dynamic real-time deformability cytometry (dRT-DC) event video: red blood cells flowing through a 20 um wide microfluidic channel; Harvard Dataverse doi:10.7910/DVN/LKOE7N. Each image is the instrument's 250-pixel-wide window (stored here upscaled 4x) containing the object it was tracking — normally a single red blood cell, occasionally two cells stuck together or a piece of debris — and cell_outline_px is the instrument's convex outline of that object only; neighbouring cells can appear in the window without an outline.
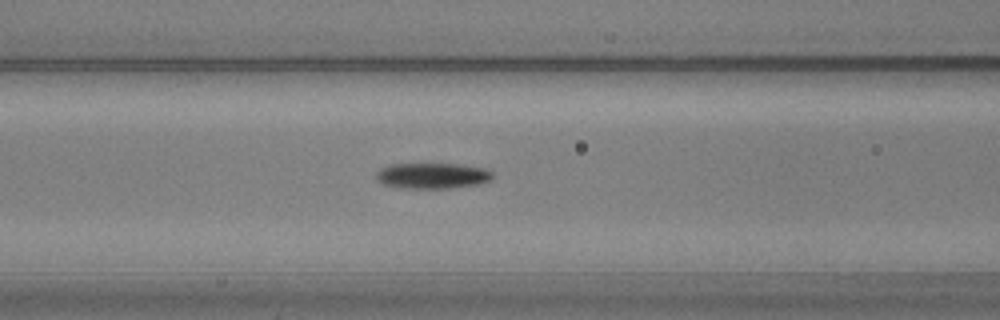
{"species": "common noctule bat (a hibernating species)", "species_latin": "Nyctalus noctula", "temperature_condition": "warm", "stored_images_in_passage": 55, "camera_frame_rate_fps": 3000, "um_per_image_px": 0.085, "animal": {"sex": "male", "body_mass_g": 20.5, "forearm_length_mm": 52.5}, "frame": {"image": 1, "passage_image": 21, "time_ms": 6.667, "image_size_px": [1000, 320], "cell_outline_px": [[492, 180], [480, 184], [452, 188], [400, 188], [384, 184], [376, 180], [376, 172], [380, 168], [388, 164], [460, 164], [484, 168], [492, 172]], "centroid_in_image_um": [36.74, 14.94], "position_along_channel_um": 129.9, "area_um2": 17.63}}
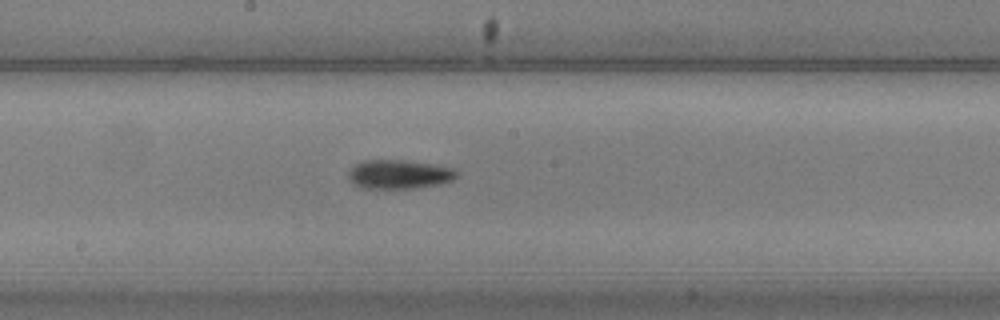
{"frame": {"image": 2, "passage_image": 28, "time_ms": 9.0, "image_size_px": [1000, 320], "cell_outline_px": [[456, 176], [452, 180], [440, 184], [412, 188], [360, 188], [352, 184], [348, 180], [348, 168], [352, 164], [364, 160], [404, 160], [436, 164], [456, 168]], "centroid_in_image_um": [33.86, 14.8], "position_along_channel_um": 214.3, "area_um2": 18.67}}
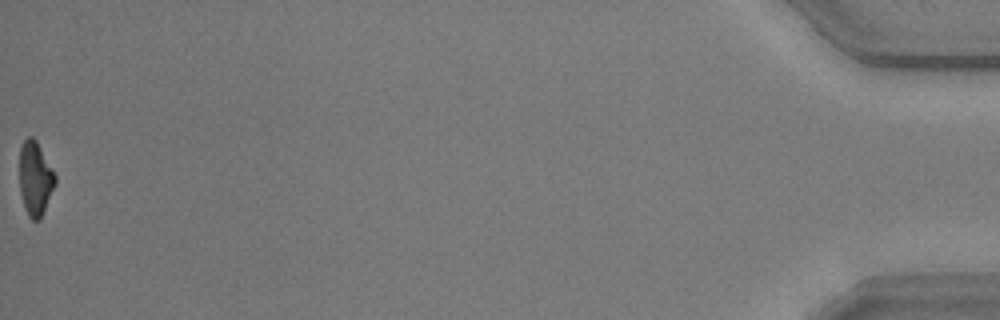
{"frame": {"image": 3, "passage_image": 55, "time_ms": 18.0, "image_size_px": [1000, 320], "cell_outline_px": [[56, 184], [40, 220], [32, 220], [28, 216], [24, 208], [20, 192], [20, 148], [24, 140], [28, 136], [32, 136], [36, 140], [56, 176]], "centroid_in_image_um": [2.99, 15.2], "position_along_channel_um": 432.2, "area_um2": 15.37}, "authors_computed_cell_mechanics": {"area_um2": 16.762, "velocity_mm_per_s": 3.6163, "shape_relaxation_time_tau1_ms": 3.96, "shape_relaxation_time_tau2_ms": null, "deformation_change_tau1": 0.1408, "deformation_change_tau2": null}}